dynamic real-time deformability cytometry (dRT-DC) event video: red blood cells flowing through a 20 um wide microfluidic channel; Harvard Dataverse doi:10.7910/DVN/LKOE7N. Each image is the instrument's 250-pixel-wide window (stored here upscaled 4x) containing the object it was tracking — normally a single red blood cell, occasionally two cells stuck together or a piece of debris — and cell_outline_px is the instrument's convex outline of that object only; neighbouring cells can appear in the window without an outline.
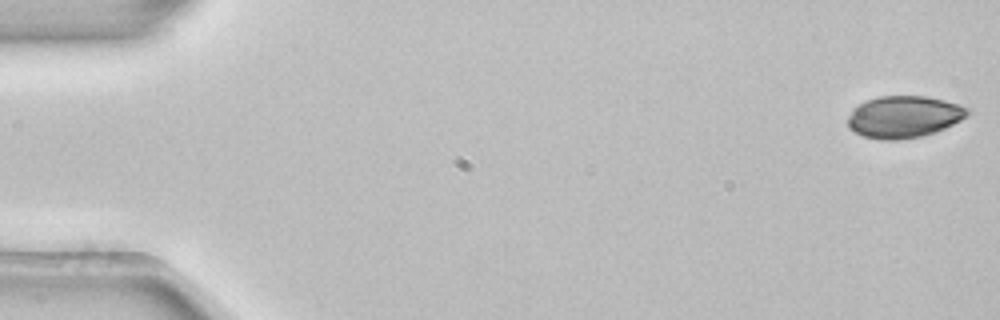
{"species": "common noctule bat (a hibernating species)", "species_latin": "Nyctalus noctula", "temperature_condition": "room temperature", "stored_images_in_passage": 53, "camera_frame_rate_fps": 3000, "um_per_image_px": 0.085, "animal": {"sex": "female", "body_mass_g": 22.7, "forearm_length_mm": 54.2}, "frame": {"image": 1, "passage_image": 1, "time_ms": 0.0, "image_size_px": [1000, 320], "cell_outline_px": [[972, 112], [968, 116], [944, 128], [920, 136], [900, 140], [880, 140], [864, 136], [848, 128], [848, 116], [852, 108], [868, 100], [880, 96], [924, 96], [944, 100], [972, 108]], "centroid_in_image_um": [76.84, 9.92], "position_along_channel_um": 8.2, "area_um2": 29.25}}
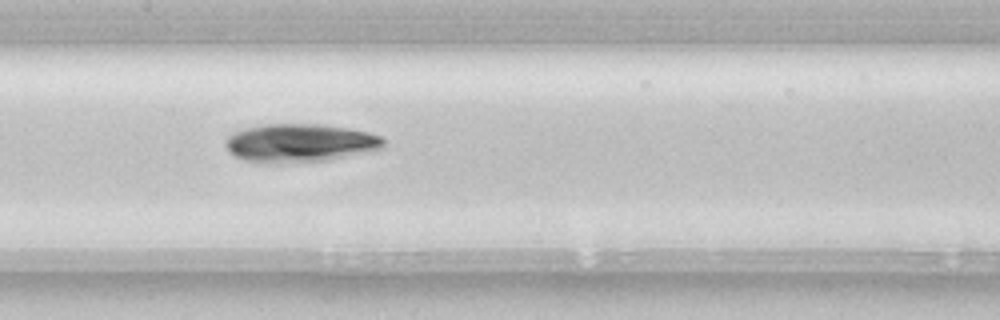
{"frame": {"image": 2, "passage_image": 26, "time_ms": 8.333, "image_size_px": [1000, 320], "cell_outline_px": [[384, 148], [372, 152], [328, 160], [272, 164], [260, 164], [244, 160], [228, 152], [224, 144], [224, 140], [228, 136], [244, 128], [268, 124], [320, 124], [368, 132], [380, 136], [384, 140]], "centroid_in_image_um": [25.48, 12.18], "position_along_channel_um": 181.9, "area_um2": 35.72}}
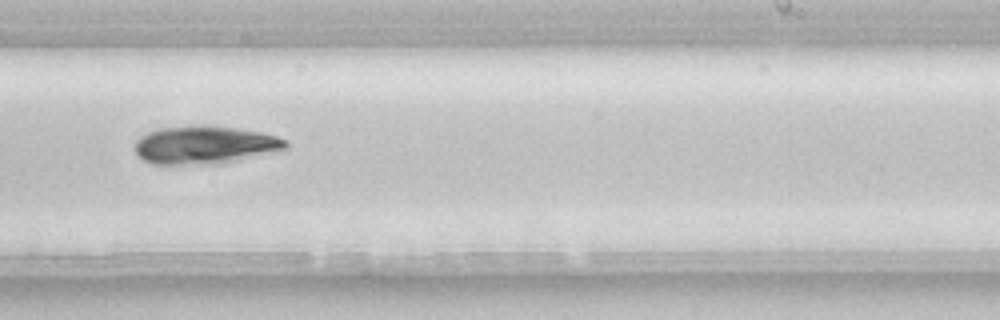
{"frame": {"image": 3, "passage_image": 33, "time_ms": 10.667, "image_size_px": [1000, 320], "cell_outline_px": [[288, 148], [220, 164], [152, 164], [144, 160], [132, 148], [136, 140], [140, 136], [156, 128], [200, 124], [204, 124], [236, 128], [260, 132], [276, 136], [288, 140]], "centroid_in_image_um": [17.36, 12.3], "position_along_channel_um": 271.6, "area_um2": 33.76}}